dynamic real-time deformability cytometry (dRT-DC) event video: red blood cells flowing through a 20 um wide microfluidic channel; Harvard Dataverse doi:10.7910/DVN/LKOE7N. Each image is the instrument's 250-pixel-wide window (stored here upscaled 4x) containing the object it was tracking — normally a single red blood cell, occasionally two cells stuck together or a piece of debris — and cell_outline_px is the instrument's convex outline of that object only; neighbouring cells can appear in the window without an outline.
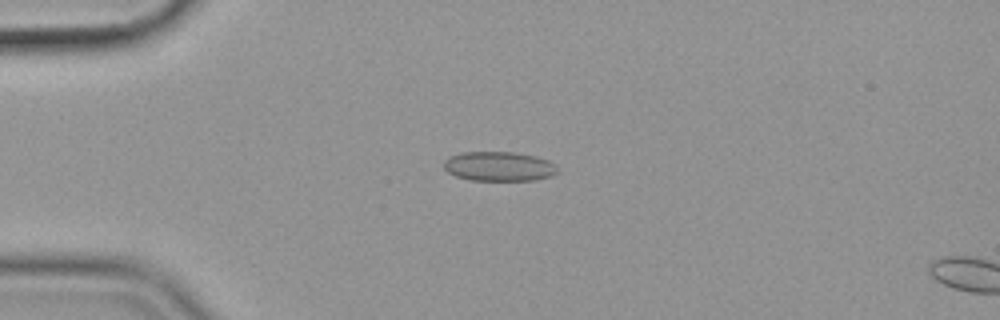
{"species": "common noctule bat (a hibernating species)", "species_latin": "Nyctalus noctula", "temperature_condition": "cold", "stored_images_in_passage": 16, "camera_frame_rate_fps": 3000, "um_per_image_px": 0.085, "animal": {"sex": "female", "body_mass_g": 19.9}, "frame": {"image": 1, "passage_image": 14, "time_ms": 4.333, "image_size_px": [1000, 320], "cell_outline_px": [[560, 172], [552, 176], [536, 180], [472, 180], [456, 176], [448, 172], [444, 168], [444, 160], [448, 156], [460, 152], [516, 152], [536, 156], [548, 160], [556, 164]], "centroid_in_image_um": [42.45, 14.13], "position_along_channel_um": 42.6, "area_um2": 19.83}}